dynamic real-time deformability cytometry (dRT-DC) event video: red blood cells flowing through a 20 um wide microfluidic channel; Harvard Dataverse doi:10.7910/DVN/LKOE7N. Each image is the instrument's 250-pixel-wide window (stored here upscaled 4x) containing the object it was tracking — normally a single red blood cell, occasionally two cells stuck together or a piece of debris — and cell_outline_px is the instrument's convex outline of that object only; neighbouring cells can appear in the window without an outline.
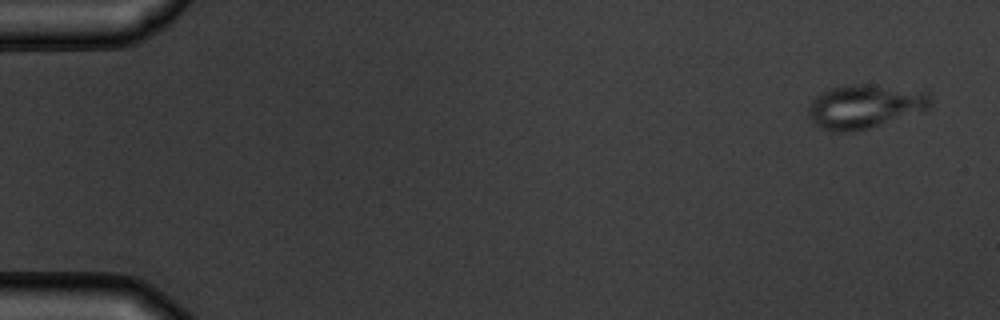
{"species": "common noctule bat (a hibernating species)", "species_latin": "Nyctalus noctula", "temperature_condition": "warm", "stored_images_in_passage": 6, "camera_frame_rate_fps": 3000, "um_per_image_px": 0.085, "animal": {"sex": "male", "body_mass_g": 19.5, "forearm_length_mm": 54.6}, "frame": {"image": 1, "passage_image": 1, "time_ms": 0.0, "image_size_px": [1000, 320], "cell_outline_px": [[932, 104], [928, 108], [852, 132], [832, 132], [820, 128], [808, 116], [808, 108], [812, 100], [820, 92], [828, 88], [848, 84], [864, 84], [928, 92], [932, 96]], "centroid_in_image_um": [73.42, 9.03], "position_along_channel_um": 11.6, "area_um2": 30.58}}